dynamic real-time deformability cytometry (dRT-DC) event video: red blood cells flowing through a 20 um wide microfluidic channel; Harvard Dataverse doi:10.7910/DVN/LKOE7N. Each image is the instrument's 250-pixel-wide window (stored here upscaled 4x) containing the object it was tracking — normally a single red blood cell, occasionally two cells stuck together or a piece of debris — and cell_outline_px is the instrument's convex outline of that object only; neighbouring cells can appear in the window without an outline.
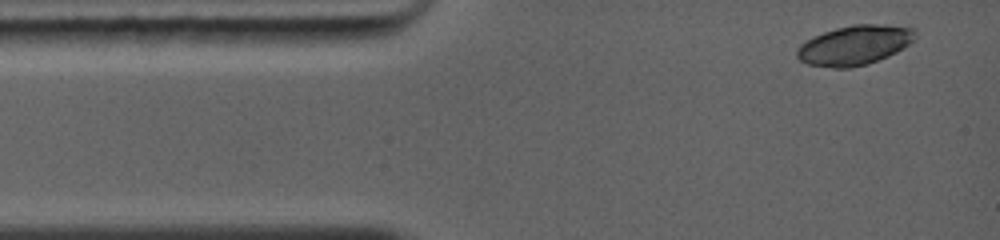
{"species": "common noctule bat (a hibernating species)", "species_latin": "Nyctalus noctula", "temperature_condition": "warm", "stored_images_in_passage": 3, "camera_frame_rate_fps": 5000, "um_per_image_px": 0.085, "animal": {"sex": "female", "body_mass_g": 19.0, "forearm_length_mm": 56.7}, "frame": {"image": 1, "passage_image": 1, "time_ms": 0.0, "image_size_px": [1000, 240], "cell_outline_px": [[916, 36], [908, 44], [896, 52], [888, 56], [868, 64], [848, 68], [832, 68], [808, 64], [800, 60], [796, 56], [796, 48], [800, 44], [812, 36], [836, 28], [852, 24], [888, 24], [916, 28]], "centroid_in_image_um": [72.62, 3.83], "position_along_channel_um": 12.4, "area_um2": 27.51}}